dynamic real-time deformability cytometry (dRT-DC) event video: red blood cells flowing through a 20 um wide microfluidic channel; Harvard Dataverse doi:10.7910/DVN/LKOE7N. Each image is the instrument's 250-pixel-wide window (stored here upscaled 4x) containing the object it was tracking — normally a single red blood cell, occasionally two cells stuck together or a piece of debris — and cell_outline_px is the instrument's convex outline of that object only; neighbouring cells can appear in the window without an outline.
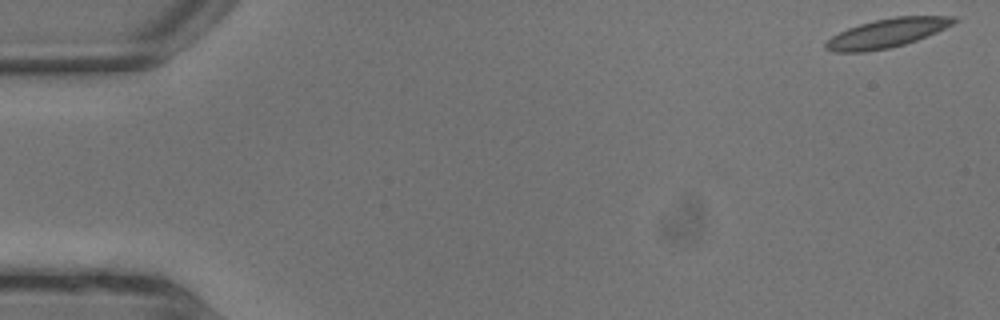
{"species": "common noctule bat (a hibernating species)", "species_latin": "Nyctalus noctula", "temperature_condition": "warm", "stored_images_in_passage": 7, "camera_frame_rate_fps": 3000, "um_per_image_px": 0.085, "animal": {"sex": "male", "body_mass_g": 13.3}, "frame": {"image": 1, "passage_image": 1, "time_ms": 0.0, "image_size_px": [1000, 320], "cell_outline_px": [[960, 20], [928, 36], [904, 44], [888, 48], [864, 52], [832, 52], [824, 48], [824, 44], [832, 36], [848, 28], [860, 24], [876, 20], [896, 16], [956, 16]], "centroid_in_image_um": [75.4, 2.81], "position_along_channel_um": 9.6, "area_um2": 21.44}}
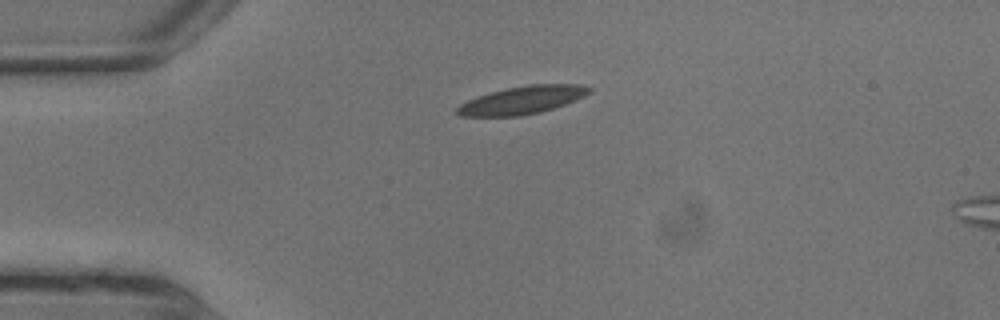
{"frame": {"image": 2, "passage_image": 5, "time_ms": 1.333, "image_size_px": [1000, 320], "cell_outline_px": [[592, 92], [584, 96], [564, 104], [540, 112], [520, 116], [460, 116], [456, 112], [456, 108], [460, 104], [468, 100], [492, 92], [508, 88], [528, 84], [580, 84], [592, 88]], "centroid_in_image_um": [44.41, 8.5], "position_along_channel_um": 40.6, "area_um2": 21.21}}